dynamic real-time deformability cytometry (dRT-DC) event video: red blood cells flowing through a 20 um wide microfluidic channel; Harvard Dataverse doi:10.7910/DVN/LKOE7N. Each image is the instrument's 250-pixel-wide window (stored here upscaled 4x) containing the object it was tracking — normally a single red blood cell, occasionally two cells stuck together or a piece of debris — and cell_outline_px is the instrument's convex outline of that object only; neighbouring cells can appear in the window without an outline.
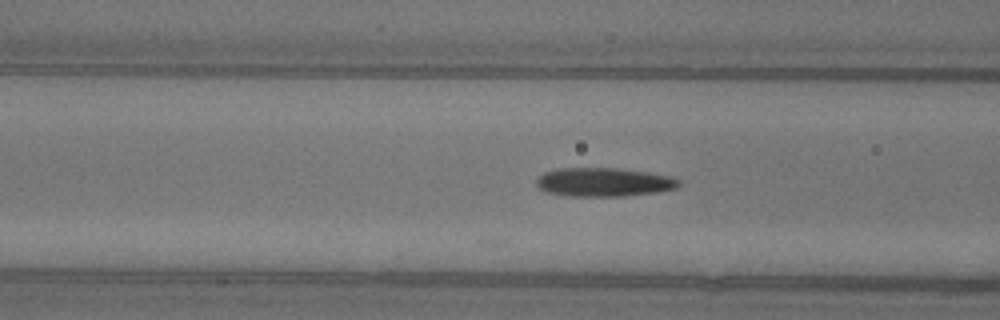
{"species": "common noctule bat (a hibernating species)", "species_latin": "Nyctalus noctula", "temperature_condition": "warm", "stored_images_in_passage": 29, "camera_frame_rate_fps": 3000, "um_per_image_px": 0.085, "animal": {"sex": "female"}, "frame": {"image": 1, "passage_image": 5, "time_ms": 1.333, "image_size_px": [1000, 320], "cell_outline_px": [[680, 184], [676, 188], [656, 192], [624, 196], [568, 196], [544, 192], [536, 184], [536, 180], [544, 172], [556, 168], [616, 168], [648, 172], [668, 176], [680, 180]], "centroid_in_image_um": [51.29, 15.48], "position_along_channel_um": 115.3, "area_um2": 23.87}, "authors_computed_cell_mechanics": {"area_um2": 23.8714, "velocity_mm_per_s": 3.923, "shape_relaxation_time_tau1_ms": 6.311, "shape_relaxation_time_tau2_ms": 4.4138, "deformation_change_tau1": 0.2258, "deformation_change_tau2": 0.1308}}